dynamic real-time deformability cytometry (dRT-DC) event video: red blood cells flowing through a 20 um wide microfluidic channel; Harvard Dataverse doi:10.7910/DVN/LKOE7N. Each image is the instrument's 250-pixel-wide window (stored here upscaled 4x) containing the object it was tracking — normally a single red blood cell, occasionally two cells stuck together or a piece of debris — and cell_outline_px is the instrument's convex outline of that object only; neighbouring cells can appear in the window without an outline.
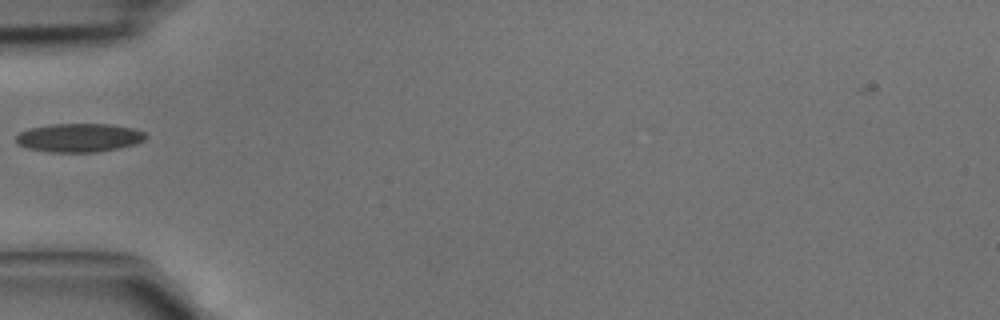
{"species": "common noctule bat (a hibernating species)", "species_latin": "Nyctalus noctula", "temperature_condition": "cold", "stored_images_in_passage": 4, "camera_frame_rate_fps": 3000, "um_per_image_px": 0.085, "animal": {"sex": "male", "body_mass_g": 15.6}, "frame": {"image": 1, "passage_image": 4, "time_ms": 1.0, "image_size_px": [1000, 320], "cell_outline_px": [[148, 136], [144, 140], [136, 144], [120, 148], [96, 152], [52, 152], [28, 148], [16, 144], [16, 136], [20, 132], [28, 128], [48, 124], [108, 124], [132, 128], [144, 132]], "centroid_in_image_um": [6.72, 11.7], "position_along_channel_um": 78.3, "area_um2": 21.73}}